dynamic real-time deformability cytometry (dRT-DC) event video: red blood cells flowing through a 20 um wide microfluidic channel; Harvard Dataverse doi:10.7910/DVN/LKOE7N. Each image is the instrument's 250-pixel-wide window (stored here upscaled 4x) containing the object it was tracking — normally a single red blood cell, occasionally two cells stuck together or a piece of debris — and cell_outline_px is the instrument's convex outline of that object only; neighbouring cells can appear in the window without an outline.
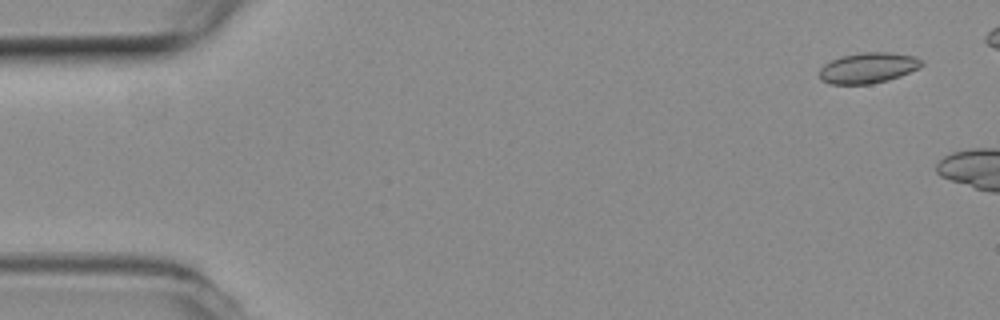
{"species": "common noctule bat (a hibernating species)", "species_latin": "Nyctalus noctula", "temperature_condition": "room temperature", "stored_images_in_passage": 7, "camera_frame_rate_fps": 3000, "um_per_image_px": 0.085, "animal": {"sex": "female", "body_mass_g": 19.3, "forearm_length_mm": 54.1}, "frame": {"image": 1, "passage_image": 1, "time_ms": 0.0, "image_size_px": [1000, 320], "cell_outline_px": [[924, 64], [920, 68], [900, 76], [888, 80], [872, 84], [828, 84], [820, 80], [820, 68], [824, 64], [840, 56], [860, 52], [892, 52], [916, 56], [924, 60]], "centroid_in_image_um": [73.82, 5.76], "position_along_channel_um": 11.2, "area_um2": 18.61}}